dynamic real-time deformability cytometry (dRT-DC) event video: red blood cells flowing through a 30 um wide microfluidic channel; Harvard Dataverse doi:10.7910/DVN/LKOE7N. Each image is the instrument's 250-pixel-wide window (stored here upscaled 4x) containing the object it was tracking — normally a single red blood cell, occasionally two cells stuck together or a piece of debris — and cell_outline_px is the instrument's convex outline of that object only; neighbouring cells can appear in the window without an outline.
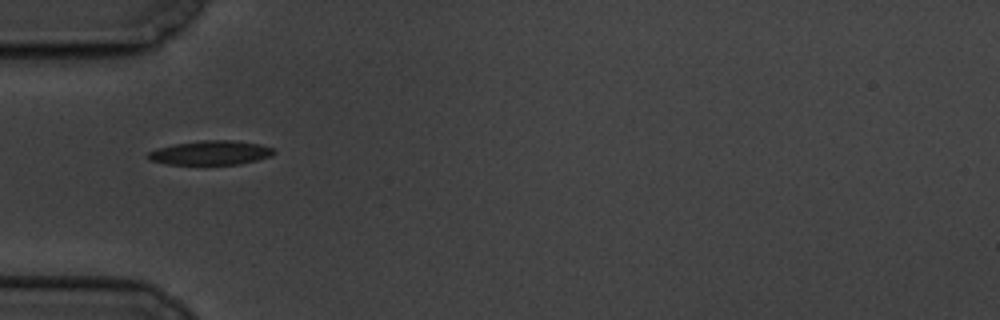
{"species": "common noctule bat (a hibernating species)", "species_latin": "Nyctalus noctula", "temperature_condition": "cold", "stored_images_in_passage": 1, "camera_frame_rate_fps": 3000, "um_per_image_px": 0.085, "animal": {"sex": "male", "body_mass_g": 19.5, "forearm_length_mm": 54.6}, "frame": {"image": 1, "passage_image": 1, "time_ms": 0.0, "image_size_px": [1000, 320], "cell_outline_px": [[276, 152], [272, 156], [240, 164], [168, 164], [148, 160], [148, 152], [156, 148], [176, 144], [204, 140], [232, 140], [260, 144], [272, 148]], "centroid_in_image_um": [17.91, 12.98], "position_along_channel_um": 67.1, "area_um2": 17.63}}